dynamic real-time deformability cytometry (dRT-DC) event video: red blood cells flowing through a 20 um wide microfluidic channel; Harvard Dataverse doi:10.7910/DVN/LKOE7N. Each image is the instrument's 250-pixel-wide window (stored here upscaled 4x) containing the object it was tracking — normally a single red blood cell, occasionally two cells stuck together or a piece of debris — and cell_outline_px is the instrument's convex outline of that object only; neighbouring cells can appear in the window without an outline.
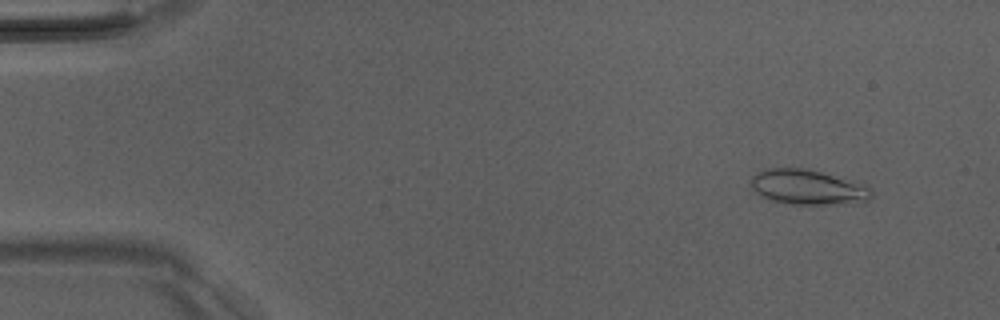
{"species": "Egyptian fruit bat (a non-hibernating species)", "species_latin": "Rousettus aegyptiacus", "temperature_condition": "room temperature", "stored_images_in_passage": 21, "camera_frame_rate_fps": 3000, "um_per_image_px": 0.085, "animal": {"sex": "male"}, "frame": {"image": 1, "passage_image": 4, "time_ms": 1.0, "image_size_px": [1000, 320], "cell_outline_px": [[872, 196], [864, 204], [792, 204], [772, 200], [756, 192], [752, 188], [752, 176], [768, 168], [804, 168], [820, 172], [864, 184], [872, 192]], "centroid_in_image_um": [68.73, 15.93], "position_along_channel_um": 16.3, "area_um2": 24.33}}